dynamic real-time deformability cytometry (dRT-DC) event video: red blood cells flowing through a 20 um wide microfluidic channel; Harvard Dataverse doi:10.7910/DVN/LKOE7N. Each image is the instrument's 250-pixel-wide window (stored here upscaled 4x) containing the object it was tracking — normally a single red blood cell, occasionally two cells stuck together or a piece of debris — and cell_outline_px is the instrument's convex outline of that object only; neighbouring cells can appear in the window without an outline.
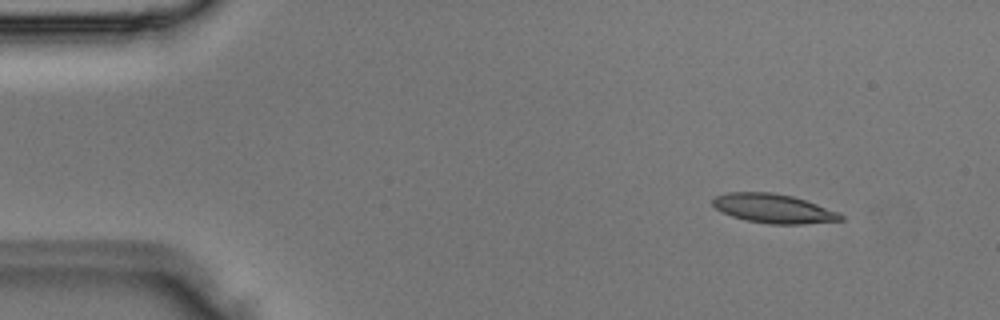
{"species": "Egyptian fruit bat (a non-hibernating species)", "species_latin": "Rousettus aegyptiacus", "temperature_condition": "room temperature", "stored_images_in_passage": 5, "camera_frame_rate_fps": 3000, "um_per_image_px": 0.085, "animal": {"sex": "male"}, "frame": {"image": 1, "passage_image": 2, "time_ms": 0.333, "image_size_px": [1000, 320], "cell_outline_px": [[844, 220], [804, 224], [768, 224], [748, 220], [732, 216], [716, 208], [712, 204], [712, 200], [716, 196], [728, 192], [772, 192], [792, 196], [840, 212], [844, 216]], "centroid_in_image_um": [65.78, 17.72], "position_along_channel_um": 19.2, "area_um2": 21.62}}